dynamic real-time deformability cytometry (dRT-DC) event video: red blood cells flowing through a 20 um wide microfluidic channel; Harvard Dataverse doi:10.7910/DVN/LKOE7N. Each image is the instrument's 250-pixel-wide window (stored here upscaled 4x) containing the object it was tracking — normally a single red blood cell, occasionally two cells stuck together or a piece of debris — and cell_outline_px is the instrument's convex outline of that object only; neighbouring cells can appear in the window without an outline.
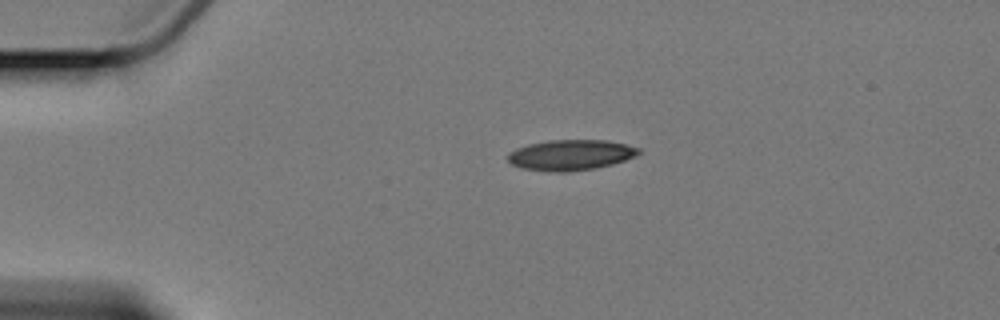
{"species": "Egyptian fruit bat (a non-hibernating species)", "species_latin": "Rousettus aegyptiacus", "temperature_condition": "cold", "stored_images_in_passage": 3, "camera_frame_rate_fps": 3000, "um_per_image_px": 0.085, "animal": {"sex": "female"}, "frame": {"image": 1, "passage_image": 1, "time_ms": 0.0, "image_size_px": [1000, 320], "cell_outline_px": [[644, 152], [636, 156], [612, 164], [596, 168], [568, 172], [556, 172], [524, 168], [512, 164], [508, 160], [508, 152], [516, 148], [528, 144], [548, 140], [604, 140], [624, 144], [640, 148]], "centroid_in_image_um": [48.53, 13.17], "position_along_channel_um": 36.5, "area_um2": 23.29}}
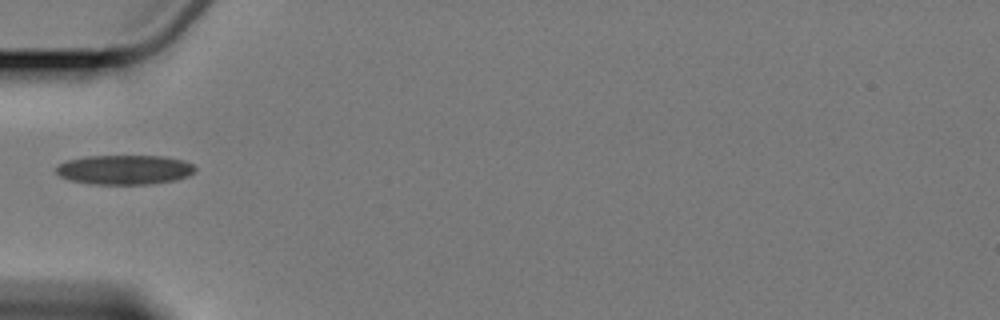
{"frame": {"image": 2, "passage_image": 3, "time_ms": 2.333, "image_size_px": [1000, 320], "cell_outline_px": [[196, 168], [188, 176], [176, 180], [152, 184], [92, 184], [72, 180], [60, 176], [56, 172], [56, 168], [60, 164], [68, 160], [88, 156], [164, 156], [184, 160], [192, 164]], "centroid_in_image_um": [10.62, 14.42], "position_along_channel_um": 74.4, "area_um2": 23.81}}